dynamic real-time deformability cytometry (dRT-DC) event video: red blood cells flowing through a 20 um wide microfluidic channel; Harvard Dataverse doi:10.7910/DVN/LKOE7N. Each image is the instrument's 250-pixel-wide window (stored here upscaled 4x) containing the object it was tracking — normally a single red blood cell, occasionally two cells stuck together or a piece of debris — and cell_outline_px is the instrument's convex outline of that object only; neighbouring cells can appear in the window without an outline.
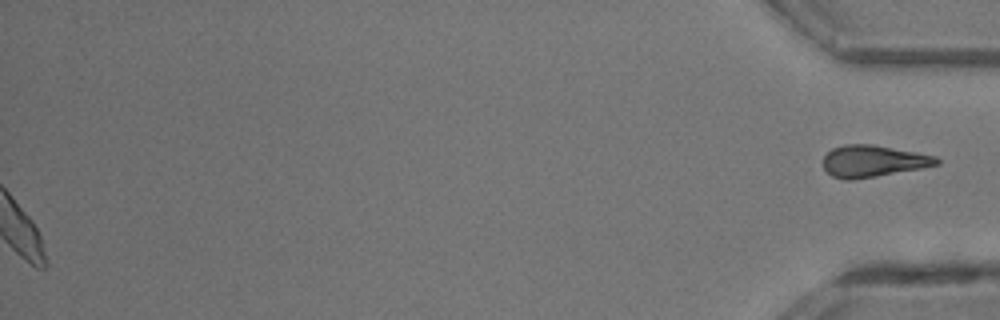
{"species": "common noctule bat (a hibernating species)", "species_latin": "Nyctalus noctula", "temperature_condition": "room temperature", "stored_images_in_passage": 29, "segment_of_instrument_passage": [2, 2], "camera_frame_rate_fps": 3000, "um_per_image_px": 0.085, "animal": {"sex": "male", "body_mass_g": 13.3}, "frame": {"image": 1, "passage_image": 29, "time_ms": 9.333, "image_size_px": [1000, 320], "cell_outline_px": [[940, 164], [920, 168], [876, 176], [852, 180], [844, 180], [832, 176], [824, 168], [824, 156], [832, 148], [844, 144], [872, 144], [916, 152], [936, 156], [940, 160]], "centroid_in_image_um": [74.2, 13.69], "position_along_channel_um": 361.0, "area_um2": 20.87}}